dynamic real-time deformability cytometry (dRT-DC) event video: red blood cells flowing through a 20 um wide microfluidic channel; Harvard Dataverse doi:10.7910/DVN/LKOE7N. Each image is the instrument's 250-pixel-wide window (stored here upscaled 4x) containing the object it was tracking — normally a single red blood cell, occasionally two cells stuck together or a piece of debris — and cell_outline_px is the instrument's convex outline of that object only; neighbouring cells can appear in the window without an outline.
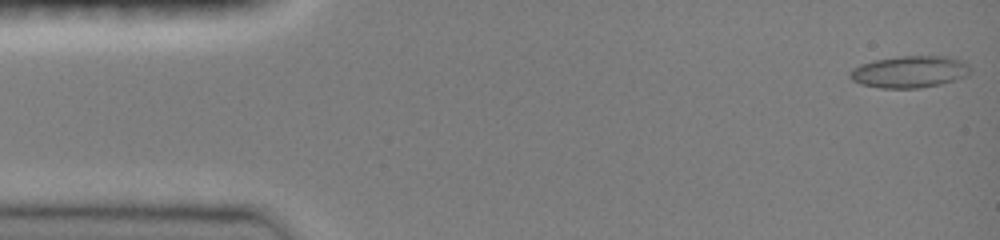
{"species": "common noctule bat (a hibernating species)", "species_latin": "Nyctalus noctula", "temperature_condition": "room temperature", "stored_images_in_passage": 47, "camera_frame_rate_fps": 3000, "um_per_image_px": 0.085, "animal": {"sex": "female", "body_mass_g": 19.0, "forearm_length_mm": 51.5}, "frame": {"image": 1, "passage_image": 1, "time_ms": 0.0, "image_size_px": [1000, 240], "cell_outline_px": [[972, 68], [968, 76], [940, 84], [920, 88], [880, 88], [860, 84], [852, 80], [848, 76], [848, 72], [852, 68], [860, 64], [872, 60], [900, 56], [948, 56], [964, 60]], "centroid_in_image_um": [77.32, 6.09], "position_along_channel_um": 7.7, "area_um2": 22.77}}
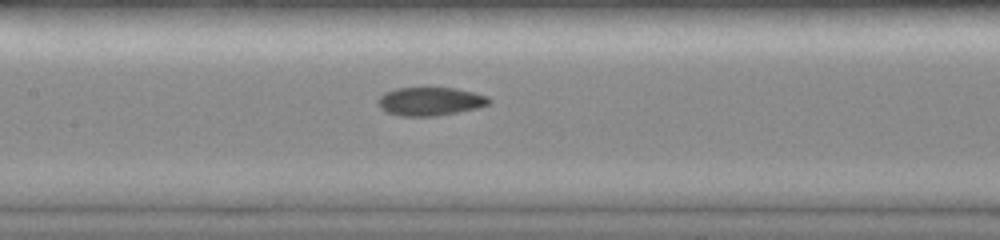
{"frame": {"image": 2, "passage_image": 22, "time_ms": 7.0, "image_size_px": [1000, 240], "cell_outline_px": [[492, 100], [488, 104], [476, 108], [456, 112], [432, 116], [400, 116], [388, 112], [380, 108], [376, 104], [376, 100], [384, 92], [396, 88], [456, 88], [488, 96]], "centroid_in_image_um": [36.52, 8.61], "position_along_channel_um": 170.9, "area_um2": 18.32}}
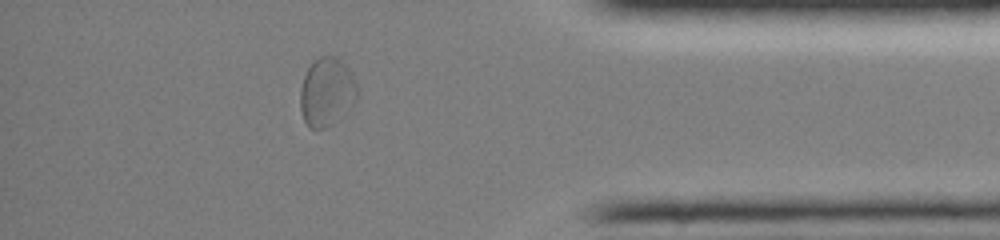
{"frame": {"image": 3, "passage_image": 41, "time_ms": 13.333, "image_size_px": [1000, 240], "cell_outline_px": [[360, 96], [348, 112], [344, 116], [332, 124], [324, 128], [308, 128], [304, 120], [300, 108], [300, 88], [304, 76], [308, 68], [320, 56], [336, 56], [352, 72], [356, 80]], "centroid_in_image_um": [27.82, 7.84], "position_along_channel_um": 407.4, "area_um2": 23.24}, "authors_computed_cell_mechanics": {"area_um2": 19.3052, "velocity_mm_per_s": 3.993, "shape_relaxation_time_tau1_ms": null, "shape_relaxation_time_tau2_ms": 2.8772, "deformation_change_tau1": null, "deformation_change_tau2": 0.0707}}